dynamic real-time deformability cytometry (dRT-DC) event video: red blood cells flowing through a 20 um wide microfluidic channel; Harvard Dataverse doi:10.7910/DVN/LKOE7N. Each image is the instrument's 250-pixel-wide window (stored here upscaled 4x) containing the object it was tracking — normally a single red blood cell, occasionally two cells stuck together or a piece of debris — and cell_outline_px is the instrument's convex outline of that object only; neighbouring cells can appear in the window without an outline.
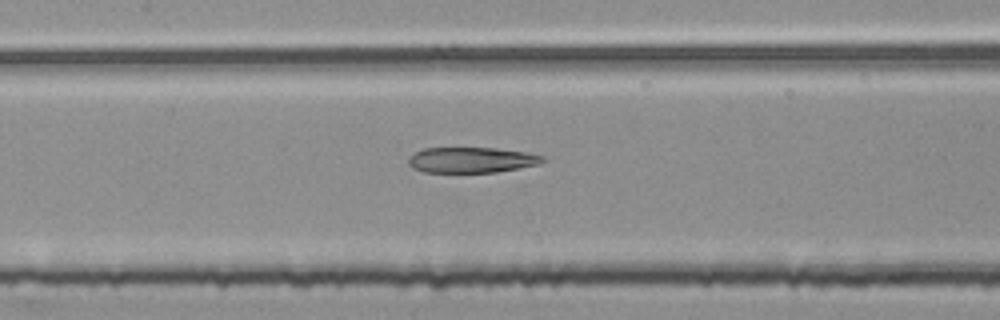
{"species": "common noctule bat (a hibernating species)", "species_latin": "Nyctalus noctula", "temperature_condition": "room temperature", "stored_images_in_passage": 54, "segment_of_instrument_passage": [2, 2], "camera_frame_rate_fps": 3000, "um_per_image_px": 0.085, "animal": {"sex": "female", "body_mass_g": 25.1}, "frame": {"image": 1, "passage_image": 25, "time_ms": 8.0, "image_size_px": [1000, 320], "cell_outline_px": [[548, 160], [540, 164], [496, 172], [424, 172], [412, 168], [408, 164], [408, 160], [416, 152], [424, 148], [496, 148], [524, 152], [544, 156]], "centroid_in_image_um": [40.11, 13.6], "position_along_channel_um": 167.3, "area_um2": 19.94}}
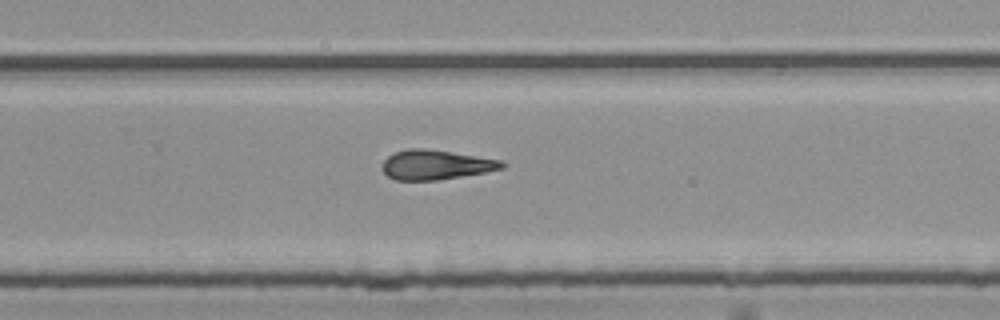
{"frame": {"image": 2, "passage_image": 35, "time_ms": 11.333, "image_size_px": [1000, 320], "cell_outline_px": [[508, 164], [504, 168], [484, 172], [436, 180], [396, 180], [388, 176], [384, 172], [384, 160], [388, 156], [396, 152], [408, 148], [424, 148], [452, 152], [504, 160]], "centroid_in_image_um": [37.1, 13.99], "position_along_channel_um": 292.7, "area_um2": 20.52}}
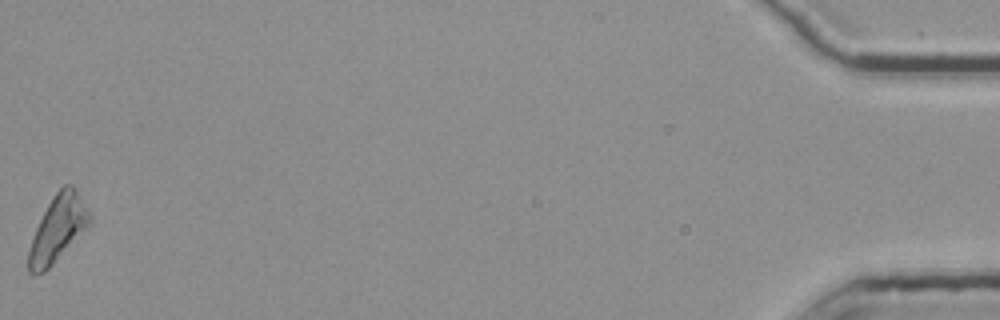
{"frame": {"image": 3, "passage_image": 54, "time_ms": 17.667, "image_size_px": [1000, 320], "cell_outline_px": [[88, 224], [52, 264], [44, 272], [28, 272], [28, 252], [36, 228], [52, 196], [64, 184], [72, 184], [76, 188], [88, 212]], "centroid_in_image_um": [4.87, 19.39], "position_along_channel_um": 430.3, "area_um2": 22.2}}